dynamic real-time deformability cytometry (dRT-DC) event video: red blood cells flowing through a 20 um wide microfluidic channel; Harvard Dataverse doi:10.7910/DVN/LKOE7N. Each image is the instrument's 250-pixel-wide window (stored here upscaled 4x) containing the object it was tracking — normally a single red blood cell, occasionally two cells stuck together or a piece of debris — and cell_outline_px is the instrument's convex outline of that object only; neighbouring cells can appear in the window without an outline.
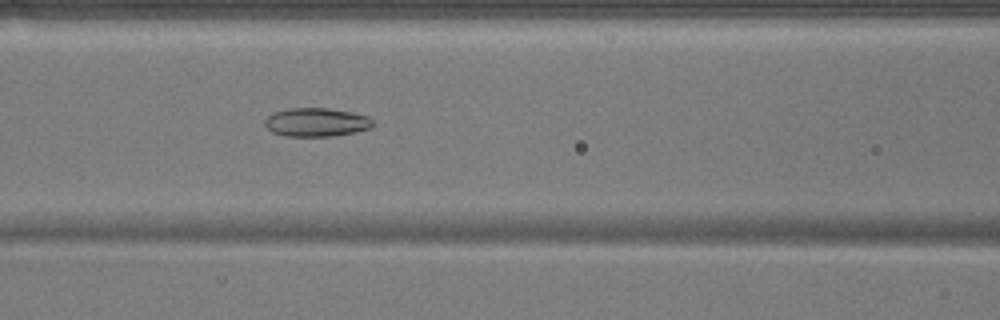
{"species": "common noctule bat (a hibernating species)", "species_latin": "Nyctalus noctula", "temperature_condition": "warm", "stored_images_in_passage": 52, "camera_frame_rate_fps": 3000, "um_per_image_px": 0.085, "animal": {"sex": "male", "body_mass_g": 17.9}, "frame": {"image": 1, "passage_image": 22, "time_ms": 7.0, "image_size_px": [1000, 320], "cell_outline_px": [[376, 124], [372, 128], [356, 132], [332, 136], [284, 136], [272, 132], [264, 124], [264, 120], [268, 116], [276, 112], [288, 108], [328, 108], [352, 112], [368, 116]], "centroid_in_image_um": [26.93, 10.39], "position_along_channel_um": 139.7, "area_um2": 18.15}}
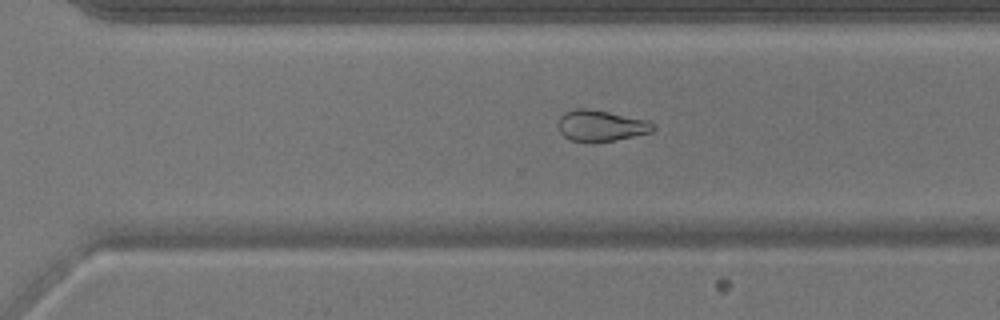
{"frame": {"image": 2, "passage_image": 36, "time_ms": 11.667, "image_size_px": [1000, 320], "cell_outline_px": [[656, 128], [652, 132], [612, 140], [572, 140], [564, 136], [560, 132], [556, 124], [560, 116], [564, 112], [576, 108], [584, 108], [608, 112], [648, 120], [656, 124]], "centroid_in_image_um": [51.08, 10.65], "position_along_channel_um": 319.5, "area_um2": 16.88}}
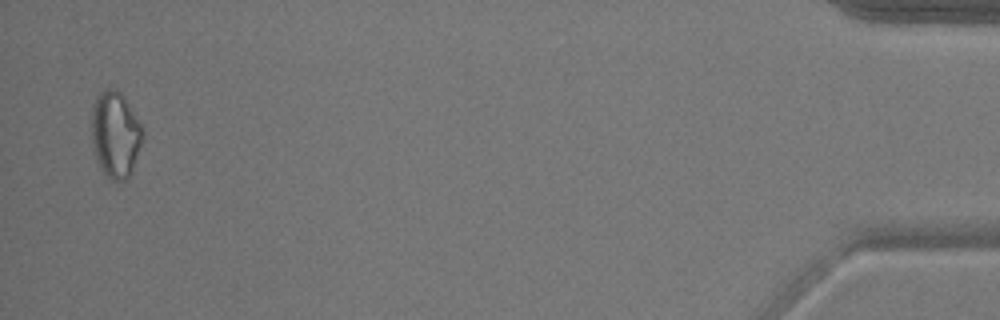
{"frame": {"image": 3, "passage_image": 51, "time_ms": 16.667, "image_size_px": [1000, 320], "cell_outline_px": [[144, 136], [132, 172], [124, 180], [112, 180], [100, 168], [92, 148], [92, 108], [96, 96], [104, 88], [112, 88], [120, 92], [124, 96], [144, 128]], "centroid_in_image_um": [9.82, 11.41], "position_along_channel_um": 425.4, "area_um2": 25.89}, "authors_computed_cell_mechanics": {"area_um2": 21.5594, "velocity_mm_per_s": 3.865, "shape_relaxation_time_tau1_ms": null, "shape_relaxation_time_tau2_ms": 5.9097, "deformation_change_tau1": null, "deformation_change_tau2": 0.1357}}